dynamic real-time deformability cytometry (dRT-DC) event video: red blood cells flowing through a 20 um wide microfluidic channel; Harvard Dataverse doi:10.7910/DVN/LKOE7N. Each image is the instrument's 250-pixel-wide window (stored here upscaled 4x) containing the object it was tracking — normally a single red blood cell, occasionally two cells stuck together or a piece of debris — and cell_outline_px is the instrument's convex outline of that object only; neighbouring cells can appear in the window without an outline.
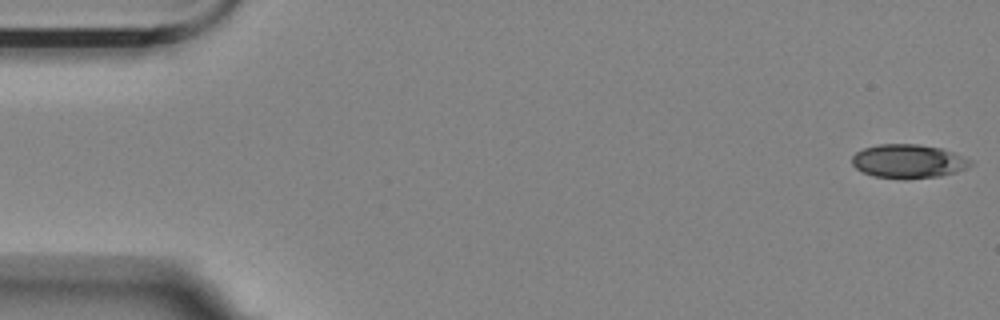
{"species": "Egyptian fruit bat (a non-hibernating species)", "species_latin": "Rousettus aegyptiacus", "temperature_condition": "room temperature", "stored_images_in_passage": 55, "camera_frame_rate_fps": 3000, "um_per_image_px": 0.085, "animal": {"sex": "female"}, "frame": {"image": 1, "passage_image": 1, "time_ms": 0.0, "image_size_px": [1000, 320], "cell_outline_px": [[972, 164], [968, 168], [956, 172], [940, 176], [904, 180], [876, 176], [864, 172], [856, 168], [852, 164], [852, 156], [856, 152], [864, 148], [880, 144], [920, 144], [940, 148], [952, 152], [972, 160]], "centroid_in_image_um": [77.22, 13.71], "position_along_channel_um": 7.8, "area_um2": 23.41}}
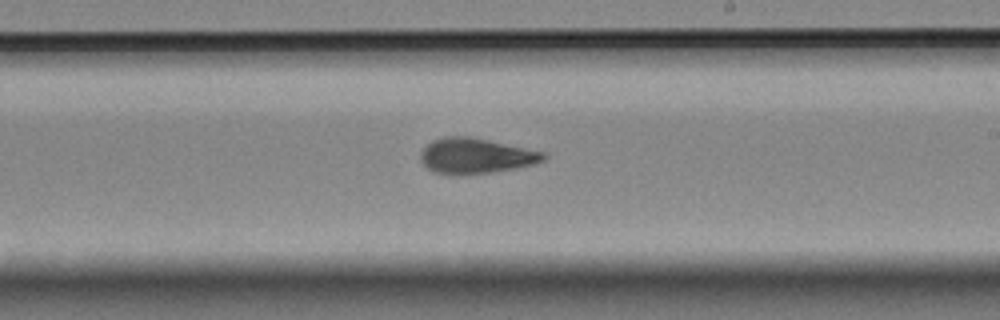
{"frame": {"image": 2, "passage_image": 32, "time_ms": 10.333, "image_size_px": [1000, 320], "cell_outline_px": [[548, 156], [544, 160], [532, 164], [516, 168], [492, 172], [452, 176], [432, 172], [420, 160], [420, 152], [432, 140], [444, 136], [468, 136], [548, 152]], "centroid_in_image_um": [40.44, 13.26], "position_along_channel_um": 248.6, "area_um2": 25.66}}
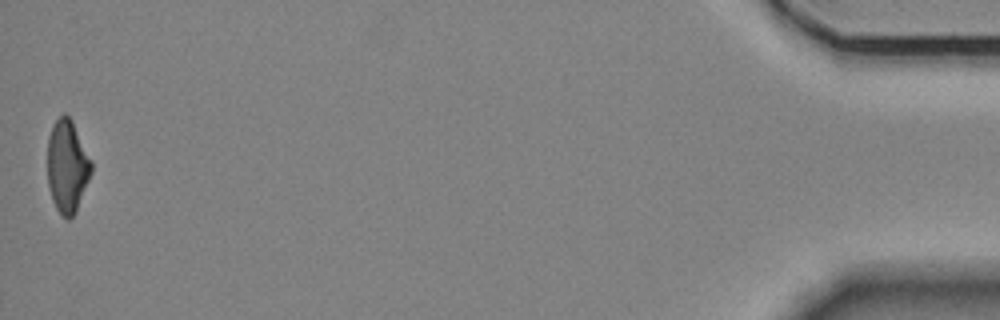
{"frame": {"image": 3, "passage_image": 55, "time_ms": 18.0, "image_size_px": [1000, 320], "cell_outline_px": [[92, 172], [76, 212], [68, 220], [60, 216], [52, 200], [48, 188], [48, 136], [52, 124], [64, 112], [72, 120], [92, 160]], "centroid_in_image_um": [5.72, 14.15], "position_along_channel_um": 429.5, "area_um2": 23.99}, "authors_computed_cell_mechanics": {"area_um2": 24.3916, "velocity_mm_per_s": 3.5877, "shape_relaxation_time_tau1_ms": 5.4285, "shape_relaxation_time_tau2_ms": 2.4678, "deformation_change_tau1": 0.1692, "deformation_change_tau2": 0.0988}}